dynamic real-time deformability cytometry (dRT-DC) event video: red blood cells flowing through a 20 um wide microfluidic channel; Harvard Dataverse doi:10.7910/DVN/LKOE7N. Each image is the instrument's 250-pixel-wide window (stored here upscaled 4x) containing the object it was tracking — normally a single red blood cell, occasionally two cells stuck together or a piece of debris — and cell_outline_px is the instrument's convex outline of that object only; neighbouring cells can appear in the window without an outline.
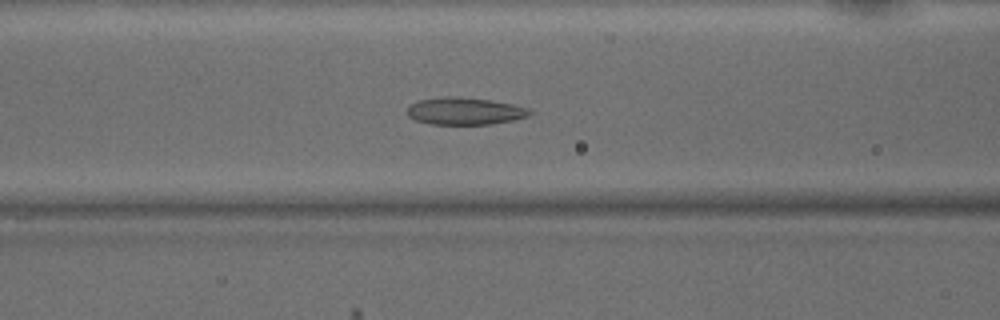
{"species": "common noctule bat (a hibernating species)", "species_latin": "Nyctalus noctula", "temperature_condition": "warm", "stored_images_in_passage": 46, "camera_frame_rate_fps": 3000, "um_per_image_px": 0.085, "animal": {"sex": "male", "body_mass_g": 15.6}, "frame": {"image": 1, "passage_image": 17, "time_ms": 5.333, "image_size_px": [1000, 320], "cell_outline_px": [[532, 112], [528, 116], [512, 120], [492, 124], [428, 124], [416, 120], [408, 116], [408, 108], [412, 104], [420, 100], [440, 96], [460, 96], [488, 100], [512, 104], [528, 108]], "centroid_in_image_um": [39.49, 9.44], "position_along_channel_um": 127.1, "area_um2": 19.36}}
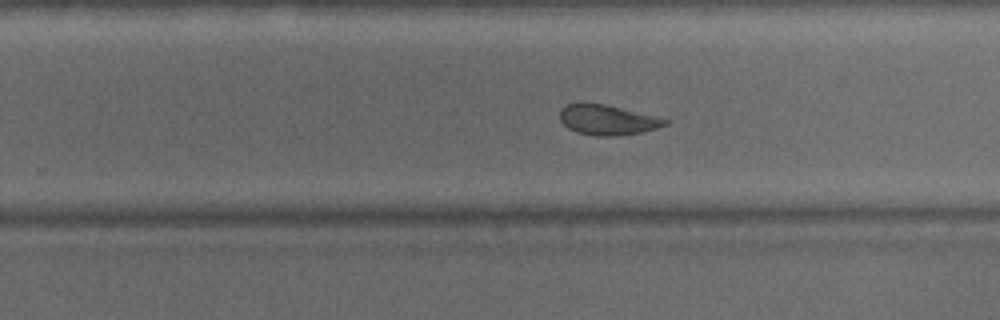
{"frame": {"image": 2, "passage_image": 28, "time_ms": 9.0, "image_size_px": [1000, 320], "cell_outline_px": [[672, 120], [668, 124], [656, 128], [640, 132], [612, 136], [596, 136], [576, 132], [568, 128], [560, 120], [560, 108], [568, 104], [604, 104], [656, 116]], "centroid_in_image_um": [51.65, 10.2], "position_along_channel_um": 278.2, "area_um2": 18.21}}
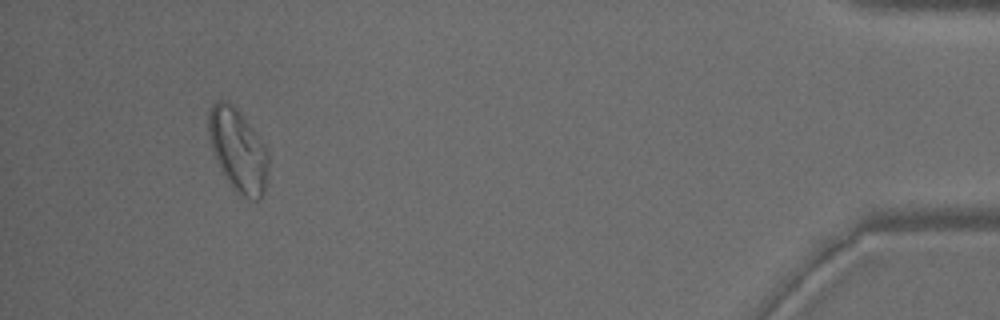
{"frame": {"image": 3, "passage_image": 43, "time_ms": 14.0, "image_size_px": [1000, 320], "cell_outline_px": [[268, 168], [264, 192], [260, 200], [252, 200], [244, 196], [232, 188], [216, 160], [208, 136], [208, 108], [216, 100], [228, 100], [240, 112], [268, 148]], "centroid_in_image_um": [20.23, 12.73], "position_along_channel_um": 415.0, "area_um2": 29.02}, "authors_computed_cell_mechanics": {"area_um2": 21.6461, "velocity_mm_per_s": 4.127, "shape_relaxation_time_tau1_ms": null, "shape_relaxation_time_tau2_ms": 2.3112, "deformation_change_tau1": null, "deformation_change_tau2": 0.1045}}